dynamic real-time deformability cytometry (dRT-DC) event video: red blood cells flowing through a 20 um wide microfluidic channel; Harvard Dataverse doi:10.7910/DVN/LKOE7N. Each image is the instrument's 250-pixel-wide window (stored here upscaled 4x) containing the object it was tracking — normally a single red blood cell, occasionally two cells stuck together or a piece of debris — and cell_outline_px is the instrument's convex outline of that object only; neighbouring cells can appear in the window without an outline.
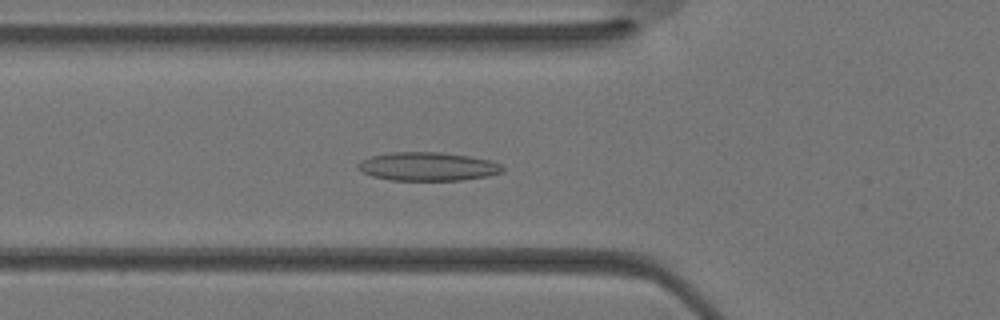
{"species": "Egyptian fruit bat (a non-hibernating species)", "species_latin": "Rousettus aegyptiacus", "temperature_condition": "warm", "stored_images_in_passage": 27, "camera_frame_rate_fps": 3000, "um_per_image_px": 0.085, "animal": {"sex": "female"}, "frame": {"image": 1, "passage_image": 6, "time_ms": 1.667, "image_size_px": [1000, 320], "cell_outline_px": [[504, 172], [488, 176], [460, 180], [392, 180], [372, 176], [360, 172], [356, 168], [356, 164], [360, 160], [372, 156], [392, 152], [440, 152], [468, 156], [492, 160], [504, 164]], "centroid_in_image_um": [36.37, 14.15], "position_along_channel_um": 89.4, "area_um2": 24.33}}
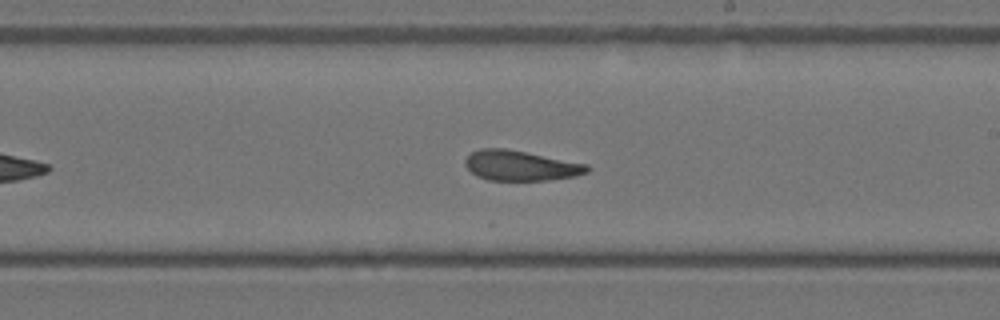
{"frame": {"image": 2, "passage_image": 14, "time_ms": 4.333, "image_size_px": [1000, 320], "cell_outline_px": [[592, 168], [588, 172], [572, 176], [548, 180], [488, 180], [476, 176], [464, 164], [464, 160], [472, 152], [480, 148], [504, 148], [588, 164]], "centroid_in_image_um": [44.24, 14.07], "position_along_channel_um": 244.8, "area_um2": 21.27}}
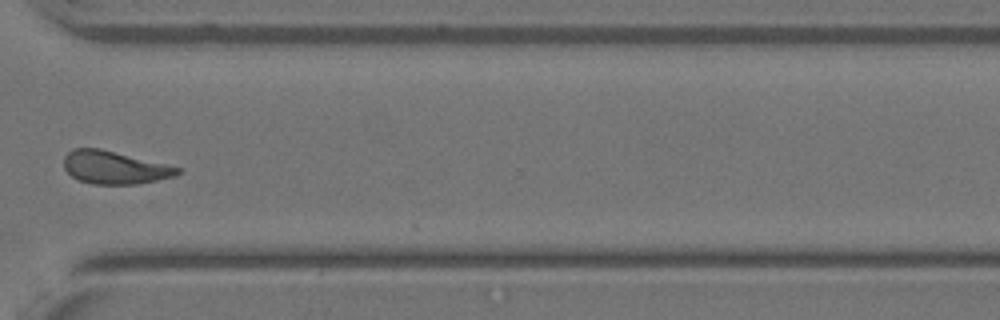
{"frame": {"image": 3, "passage_image": 20, "time_ms": 6.333, "image_size_px": [1000, 320], "cell_outline_px": [[184, 168], [176, 176], [136, 184], [92, 184], [76, 180], [64, 168], [64, 156], [72, 148], [100, 148]], "centroid_in_image_um": [9.74, 14.23], "position_along_channel_um": 360.9, "area_um2": 21.96}}